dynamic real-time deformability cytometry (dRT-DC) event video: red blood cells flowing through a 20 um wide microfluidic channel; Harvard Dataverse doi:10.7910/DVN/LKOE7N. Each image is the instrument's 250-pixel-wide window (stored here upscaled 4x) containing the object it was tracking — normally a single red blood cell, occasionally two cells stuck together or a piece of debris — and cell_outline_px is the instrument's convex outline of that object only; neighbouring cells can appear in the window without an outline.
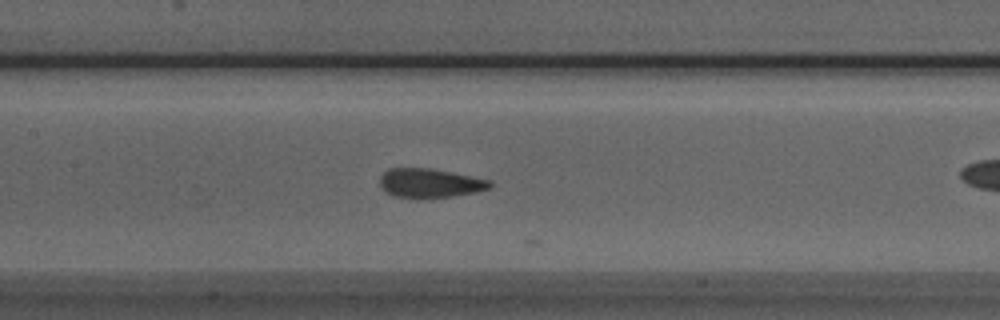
{"species": "Egyptian fruit bat (a non-hibernating species)", "species_latin": "Rousettus aegyptiacus", "temperature_condition": "room temperature", "stored_images_in_passage": 19, "camera_frame_rate_fps": 3000, "um_per_image_px": 0.085, "animal": {"sex": "male"}, "frame": {"image": 1, "passage_image": 9, "time_ms": 2.667, "image_size_px": [1000, 320], "cell_outline_px": [[492, 188], [476, 192], [452, 196], [420, 200], [392, 196], [380, 188], [380, 176], [388, 168], [432, 168], [492, 180]], "centroid_in_image_um": [36.53, 15.58], "position_along_channel_um": 170.9, "area_um2": 19.31}}
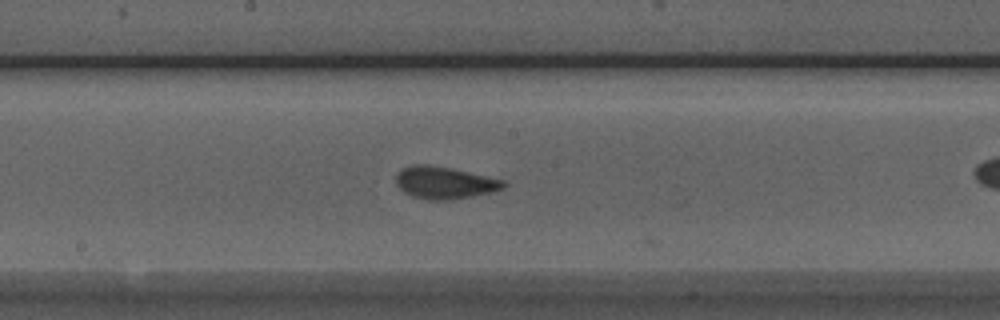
{"frame": {"image": 2, "passage_image": 12, "time_ms": 3.667, "image_size_px": [1000, 320], "cell_outline_px": [[508, 184], [504, 188], [492, 192], [452, 200], [428, 200], [412, 196], [404, 192], [396, 184], [396, 176], [404, 168], [412, 164], [428, 164], [448, 168], [504, 180]], "centroid_in_image_um": [37.79, 15.54], "position_along_channel_um": 210.4, "area_um2": 20.0}}
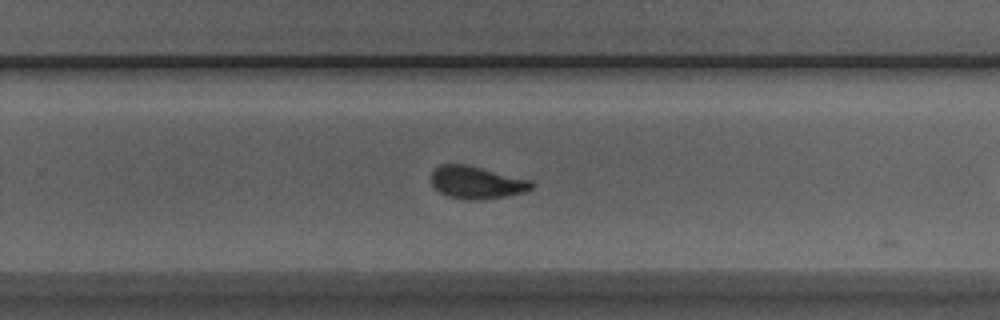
{"frame": {"image": 3, "passage_image": 18, "time_ms": 5.667, "image_size_px": [1000, 320], "cell_outline_px": [[536, 184], [532, 188], [524, 192], [504, 196], [480, 200], [464, 200], [448, 196], [440, 192], [432, 184], [432, 172], [440, 164], [464, 164], [532, 180]], "centroid_in_image_um": [40.53, 15.52], "position_along_channel_um": 289.3, "area_um2": 18.9}}